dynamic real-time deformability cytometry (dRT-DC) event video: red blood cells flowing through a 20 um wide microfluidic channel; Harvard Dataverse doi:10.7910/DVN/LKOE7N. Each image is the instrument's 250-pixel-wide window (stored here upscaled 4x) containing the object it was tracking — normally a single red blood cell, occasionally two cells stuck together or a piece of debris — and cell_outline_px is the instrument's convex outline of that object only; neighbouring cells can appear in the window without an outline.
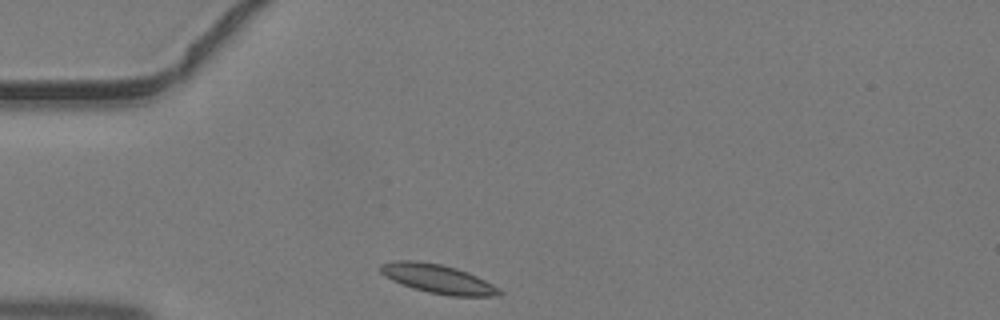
{"species": "common noctule bat (a hibernating species)", "species_latin": "Nyctalus noctula", "temperature_condition": "warm", "stored_images_in_passage": 34, "camera_frame_rate_fps": 3000, "um_per_image_px": 0.085, "animal": {"sex": "male", "body_mass_g": 19.2, "forearm_length_mm": 51.8}, "frame": {"image": 1, "passage_image": 1, "time_ms": 0.0, "image_size_px": [1000, 320], "cell_outline_px": [[504, 292], [500, 296], [448, 296], [428, 292], [412, 288], [392, 280], [384, 276], [380, 272], [380, 264], [392, 260], [416, 260], [440, 264], [456, 268], [468, 272], [500, 288]], "centroid_in_image_um": [37.21, 23.7], "position_along_channel_um": 47.8, "area_um2": 20.23}}
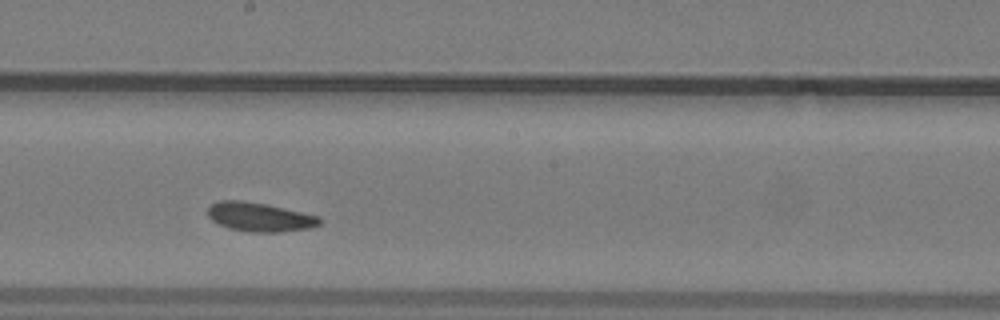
{"frame": {"image": 2, "passage_image": 14, "time_ms": 4.333, "image_size_px": [1000, 320], "cell_outline_px": [[320, 224], [312, 228], [280, 232], [252, 232], [228, 228], [212, 220], [208, 216], [208, 204], [216, 200], [244, 200], [264, 204], [320, 216]], "centroid_in_image_um": [22.04, 18.44], "position_along_channel_um": 226.2, "area_um2": 18.96}}
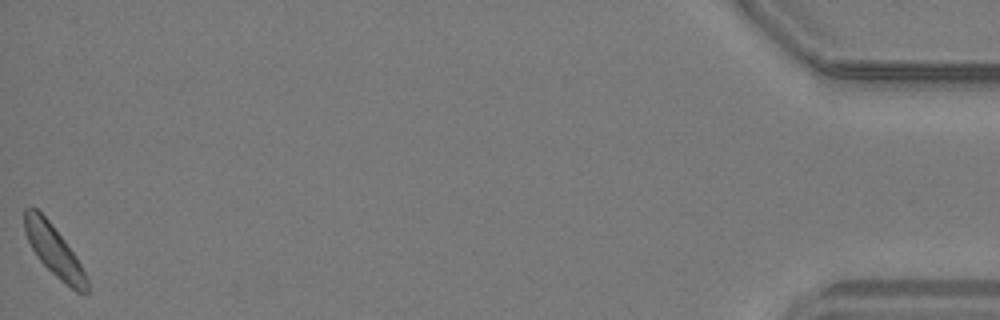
{"frame": {"image": 3, "passage_image": 34, "time_ms": 11.0, "image_size_px": [1000, 320], "cell_outline_px": [[88, 292], [76, 292], [56, 276], [36, 256], [24, 232], [24, 208], [32, 204], [48, 220], [64, 240], [76, 256], [88, 280]], "centroid_in_image_um": [4.56, 21.26], "position_along_channel_um": 430.6, "area_um2": 18.21}}